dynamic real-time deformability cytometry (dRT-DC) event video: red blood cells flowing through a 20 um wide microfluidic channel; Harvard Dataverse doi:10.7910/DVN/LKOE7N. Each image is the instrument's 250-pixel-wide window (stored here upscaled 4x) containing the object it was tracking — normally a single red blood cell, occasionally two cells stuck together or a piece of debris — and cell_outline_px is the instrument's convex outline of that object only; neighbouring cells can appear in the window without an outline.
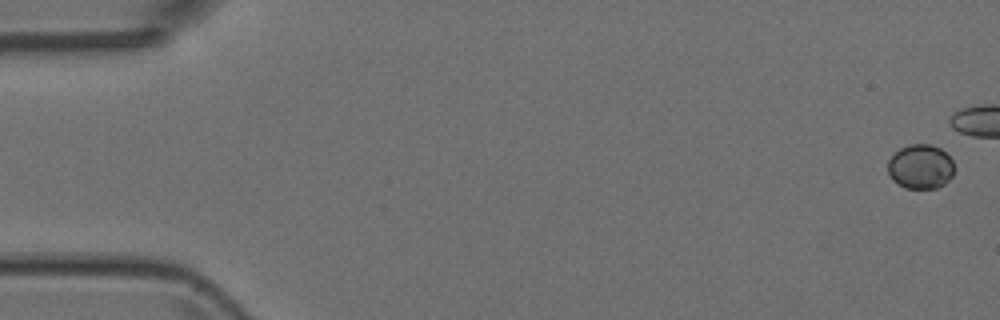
{"species": "Egyptian fruit bat (a non-hibernating species)", "species_latin": "Rousettus aegyptiacus", "temperature_condition": "room temperature", "stored_images_in_passage": 6, "camera_frame_rate_fps": 3000, "um_per_image_px": 0.085, "animal": {"sex": "female"}, "frame": {"image": 1, "passage_image": 1, "time_ms": 0.0, "image_size_px": [1000, 320], "cell_outline_px": [[952, 176], [944, 184], [936, 188], [904, 188], [892, 180], [888, 172], [888, 160], [900, 148], [912, 144], [932, 144], [940, 148], [952, 160]], "centroid_in_image_um": [78.22, 14.17], "position_along_channel_um": 6.8, "area_um2": 17.05}}
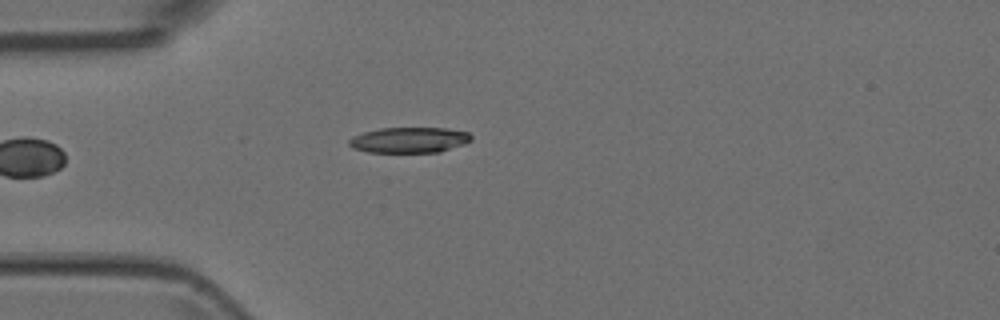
{"frame": {"image": 2, "passage_image": 6, "time_ms": 1.667, "image_size_px": [1000, 320], "cell_outline_px": [[472, 140], [464, 144], [440, 152], [368, 152], [352, 148], [348, 144], [348, 140], [352, 136], [364, 132], [380, 128], [444, 128], [468, 132], [472, 136]], "centroid_in_image_um": [34.77, 11.9], "position_along_channel_um": 50.2, "area_um2": 18.26}}